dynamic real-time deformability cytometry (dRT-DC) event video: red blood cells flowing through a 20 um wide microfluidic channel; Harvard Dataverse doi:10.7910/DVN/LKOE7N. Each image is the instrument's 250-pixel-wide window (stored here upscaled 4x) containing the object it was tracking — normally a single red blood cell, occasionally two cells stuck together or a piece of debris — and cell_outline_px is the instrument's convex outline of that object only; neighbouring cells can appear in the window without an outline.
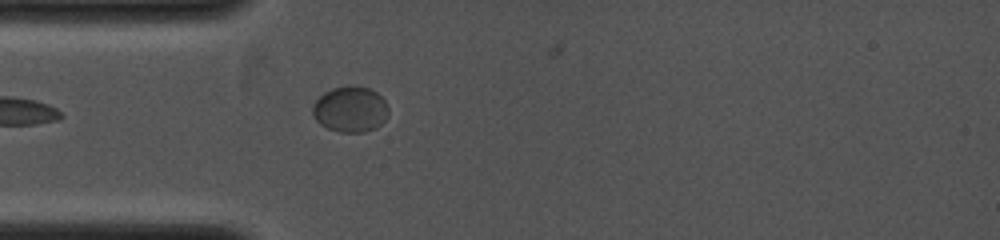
{"species": "common noctule bat (a hibernating species)", "species_latin": "Nyctalus noctula", "temperature_condition": "cold", "stored_images_in_passage": 4, "camera_frame_rate_fps": 4000, "um_per_image_px": 0.085, "animal": {"sex": "female", "body_mass_g": 19.0, "forearm_length_mm": 53.3}, "frame": {"image": 1, "passage_image": 4, "time_ms": 1.0, "image_size_px": [1000, 240], "cell_outline_px": [[388, 116], [376, 128], [364, 132], [340, 132], [328, 128], [320, 124], [316, 120], [312, 112], [312, 108], [316, 100], [324, 92], [332, 88], [348, 84], [356, 84], [368, 88], [376, 92], [388, 104]], "centroid_in_image_um": [29.78, 9.26], "position_along_channel_um": 55.2, "area_um2": 20.46}}